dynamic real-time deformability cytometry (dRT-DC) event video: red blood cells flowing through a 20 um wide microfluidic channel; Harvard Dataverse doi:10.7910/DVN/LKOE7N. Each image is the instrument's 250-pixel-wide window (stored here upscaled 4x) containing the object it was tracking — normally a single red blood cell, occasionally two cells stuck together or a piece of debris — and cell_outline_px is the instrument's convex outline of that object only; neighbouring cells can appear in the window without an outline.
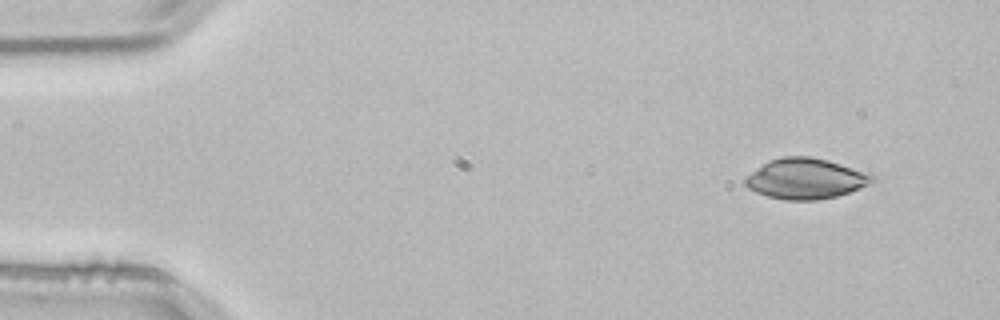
{"species": "common noctule bat (a hibernating species)", "species_latin": "Nyctalus noctula", "temperature_condition": "room temperature", "stored_images_in_passage": 49, "camera_frame_rate_fps": 3000, "um_per_image_px": 0.085, "animal": {"sex": "male", "body_mass_g": 21.5, "forearm_length_mm": 52.0}, "frame": {"image": 1, "passage_image": 1, "time_ms": 0.0, "image_size_px": [1000, 320], "cell_outline_px": [[880, 180], [860, 188], [836, 196], [816, 200], [784, 200], [768, 196], [756, 192], [748, 188], [744, 184], [744, 176], [768, 160], [784, 156], [808, 156], [840, 164], [876, 176]], "centroid_in_image_um": [68.45, 15.19], "position_along_channel_um": 16.5, "area_um2": 30.0}}
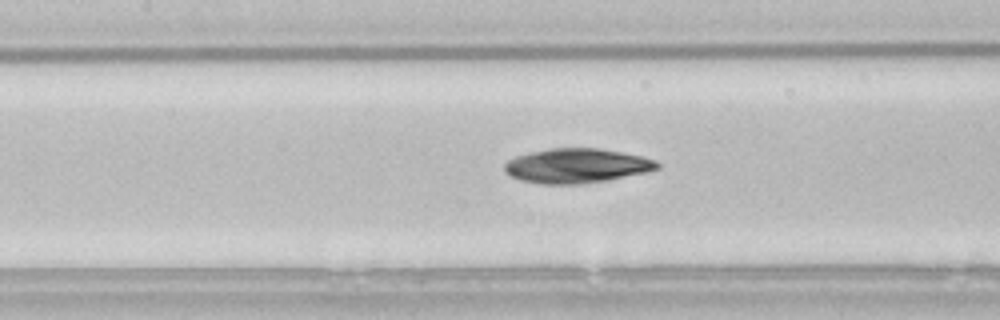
{"frame": {"image": 2, "passage_image": 20, "time_ms": 6.333, "image_size_px": [1000, 320], "cell_outline_px": [[660, 168], [648, 172], [608, 180], [580, 184], [540, 184], [520, 180], [504, 172], [504, 164], [508, 160], [516, 156], [532, 152], [552, 148], [600, 148], [640, 156], [656, 160], [660, 164]], "centroid_in_image_um": [49.02, 14.1], "position_along_channel_um": 158.4, "area_um2": 30.75}}
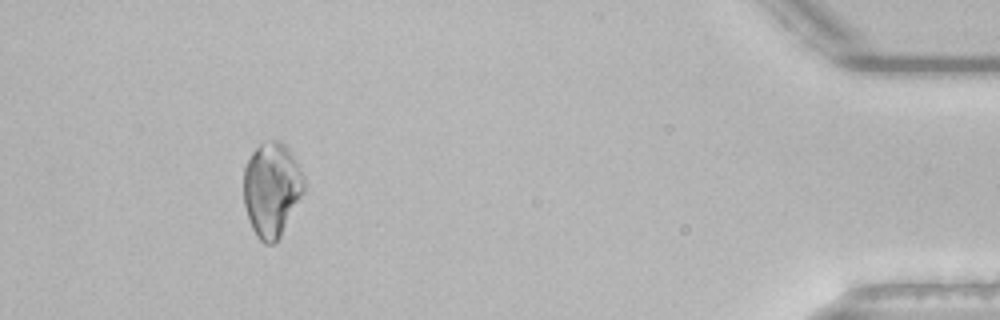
{"frame": {"image": 3, "passage_image": 45, "time_ms": 14.667, "image_size_px": [1000, 320], "cell_outline_px": [[304, 192], [280, 236], [272, 244], [264, 244], [256, 236], [248, 220], [244, 204], [244, 168], [252, 152], [260, 144], [272, 140], [280, 140], [288, 148], [296, 160], [304, 176]], "centroid_in_image_um": [23.09, 16.1], "position_along_channel_um": 412.1, "area_um2": 33.12}}